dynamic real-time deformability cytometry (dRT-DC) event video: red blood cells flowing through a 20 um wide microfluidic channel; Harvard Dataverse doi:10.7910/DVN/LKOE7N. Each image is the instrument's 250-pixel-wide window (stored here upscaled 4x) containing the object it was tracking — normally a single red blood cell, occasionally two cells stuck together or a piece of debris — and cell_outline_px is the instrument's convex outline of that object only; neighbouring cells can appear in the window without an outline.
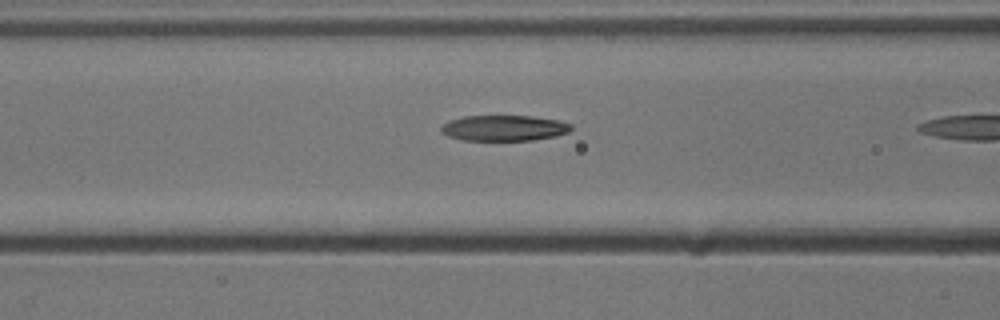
{"species": "common noctule bat (a hibernating species)", "species_latin": "Nyctalus noctula", "temperature_condition": "cold", "stored_images_in_passage": 9, "camera_frame_rate_fps": 3000, "um_per_image_px": 0.085, "animal": {"sex": "male", "body_mass_g": 13.3}, "frame": {"image": 1, "passage_image": 8, "time_ms": 2.333, "image_size_px": [1000, 320], "cell_outline_px": [[572, 128], [568, 132], [556, 136], [532, 140], [464, 140], [448, 136], [440, 132], [440, 128], [444, 124], [452, 120], [464, 116], [532, 116], [560, 120], [572, 124]], "centroid_in_image_um": [42.87, 10.88], "position_along_channel_um": 123.7, "area_um2": 19.42}}